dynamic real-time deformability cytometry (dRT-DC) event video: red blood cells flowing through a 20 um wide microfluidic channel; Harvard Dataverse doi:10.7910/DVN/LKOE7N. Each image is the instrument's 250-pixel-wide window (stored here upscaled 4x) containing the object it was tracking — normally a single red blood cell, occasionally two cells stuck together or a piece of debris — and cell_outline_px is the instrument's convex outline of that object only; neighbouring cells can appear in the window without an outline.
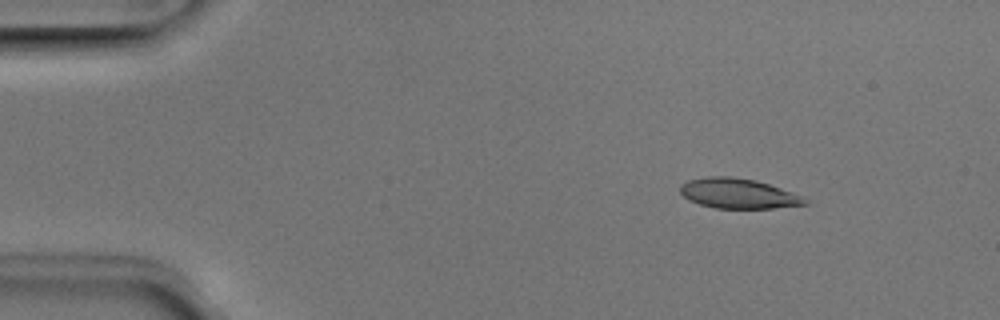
{"species": "Egyptian fruit bat (a non-hibernating species)", "species_latin": "Rousettus aegyptiacus", "temperature_condition": "room temperature", "stored_images_in_passage": 45, "camera_frame_rate_fps": 3000, "um_per_image_px": 0.085, "animal": {"sex": "male"}, "frame": {"image": 1, "passage_image": 1, "time_ms": 0.0, "image_size_px": [1000, 320], "cell_outline_px": [[808, 204], [772, 208], [716, 208], [700, 204], [688, 200], [680, 192], [680, 184], [688, 180], [708, 176], [728, 176], [756, 180], [804, 196]], "centroid_in_image_um": [62.73, 16.44], "position_along_channel_um": 22.3, "area_um2": 21.73}}
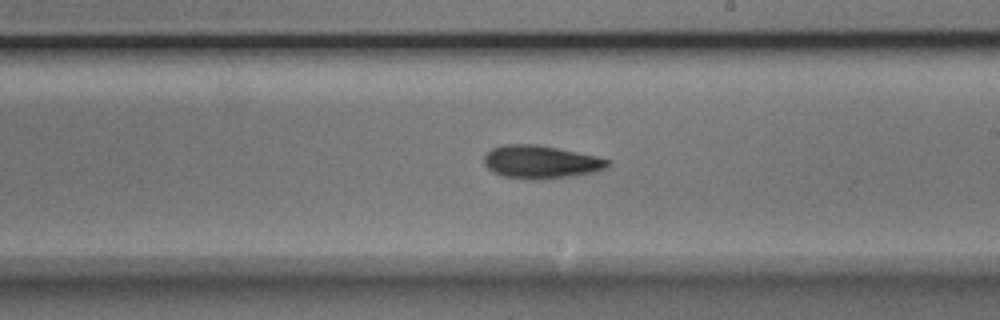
{"frame": {"image": 2, "passage_image": 24, "time_ms": 7.667, "image_size_px": [1000, 320], "cell_outline_px": [[612, 164], [608, 168], [592, 172], [572, 176], [544, 180], [528, 180], [504, 176], [492, 172], [484, 164], [484, 156], [492, 148], [504, 144], [536, 144], [596, 156], [612, 160]], "centroid_in_image_um": [45.98, 13.78], "position_along_channel_um": 243.0, "area_um2": 24.04}}
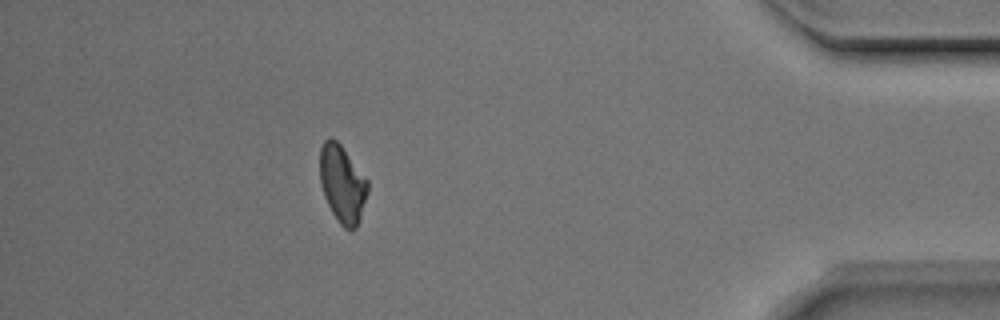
{"frame": {"image": 3, "passage_image": 40, "time_ms": 13.0, "image_size_px": [1000, 320], "cell_outline_px": [[368, 192], [356, 228], [352, 232], [344, 228], [340, 224], [332, 212], [324, 196], [320, 180], [320, 148], [324, 140], [328, 136], [336, 140], [340, 144], [368, 180]], "centroid_in_image_um": [29.09, 15.63], "position_along_channel_um": 406.1, "area_um2": 21.5}, "authors_computed_cell_mechanics": {"area_um2": 22.4842, "velocity_mm_per_s": 3.9557, "shape_relaxation_time_tau1_ms": 3.9994, "shape_relaxation_time_tau2_ms": 4.1154, "deformation_change_tau1": 0.1219, "deformation_change_tau2": 0.0992}}